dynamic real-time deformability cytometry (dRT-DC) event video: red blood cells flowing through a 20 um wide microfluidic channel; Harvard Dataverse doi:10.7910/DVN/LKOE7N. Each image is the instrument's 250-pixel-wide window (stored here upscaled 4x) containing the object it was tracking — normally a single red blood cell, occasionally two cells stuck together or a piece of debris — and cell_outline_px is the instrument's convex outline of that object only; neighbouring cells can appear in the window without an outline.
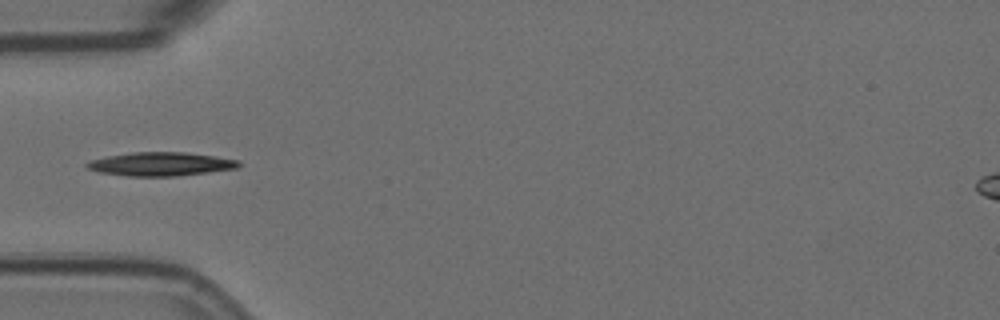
{"species": "Egyptian fruit bat (a non-hibernating species)", "species_latin": "Rousettus aegyptiacus", "temperature_condition": "room temperature", "stored_images_in_passage": 4, "camera_frame_rate_fps": 3000, "um_per_image_px": 0.085, "animal": {"sex": "female"}, "frame": {"image": 1, "passage_image": 4, "time_ms": 1.0, "image_size_px": [1000, 320], "cell_outline_px": [[240, 164], [236, 168], [208, 172], [176, 176], [128, 176], [100, 172], [88, 168], [84, 164], [88, 160], [108, 156], [132, 152], [184, 152], [216, 156], [240, 160]], "centroid_in_image_um": [13.65, 13.94], "position_along_channel_um": 71.4, "area_um2": 20.87}}